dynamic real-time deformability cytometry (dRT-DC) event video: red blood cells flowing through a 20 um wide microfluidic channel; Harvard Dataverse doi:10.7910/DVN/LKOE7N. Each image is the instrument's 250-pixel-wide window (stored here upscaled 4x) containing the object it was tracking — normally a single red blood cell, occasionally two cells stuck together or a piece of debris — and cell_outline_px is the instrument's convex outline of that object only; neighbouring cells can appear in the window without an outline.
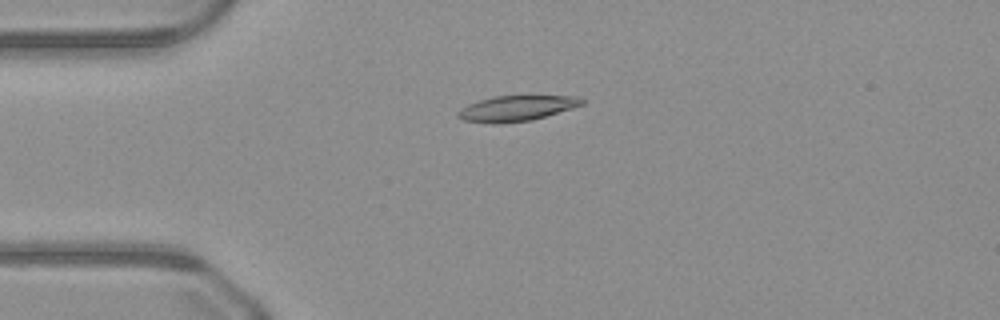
{"species": "common noctule bat (a hibernating species)", "species_latin": "Nyctalus noctula", "temperature_condition": "warm", "stored_images_in_passage": 50, "camera_frame_rate_fps": 3000, "um_per_image_px": 0.085, "animal": {"sex": "male", "body_mass_g": 23.1, "forearm_length_mm": 52.7}, "frame": {"image": 1, "passage_image": 12, "time_ms": 3.667, "image_size_px": [1000, 320], "cell_outline_px": [[584, 104], [572, 108], [532, 120], [500, 124], [492, 124], [464, 120], [456, 116], [456, 112], [460, 108], [468, 104], [480, 100], [496, 96], [580, 96], [584, 100]], "centroid_in_image_um": [43.88, 9.21], "position_along_channel_um": 41.1, "area_um2": 18.44}}
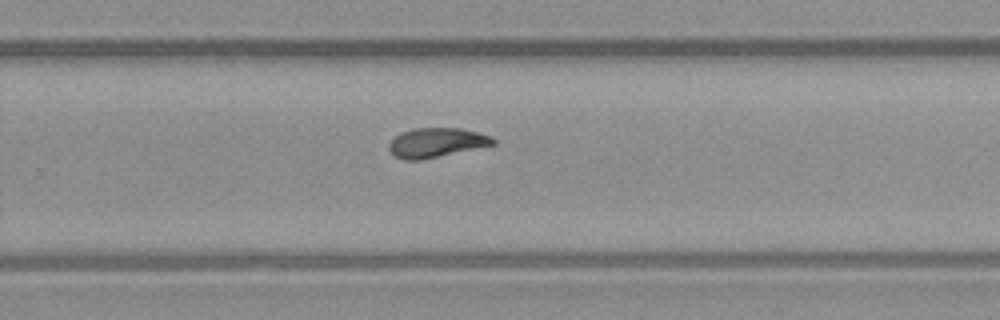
{"frame": {"image": 2, "passage_image": 32, "time_ms": 10.333, "image_size_px": [1000, 320], "cell_outline_px": [[496, 144], [420, 160], [404, 160], [396, 156], [388, 148], [388, 144], [396, 136], [404, 132], [416, 128], [460, 128], [480, 132], [492, 136], [496, 140]], "centroid_in_image_um": [37.14, 12.11], "position_along_channel_um": 292.7, "area_um2": 17.69}}
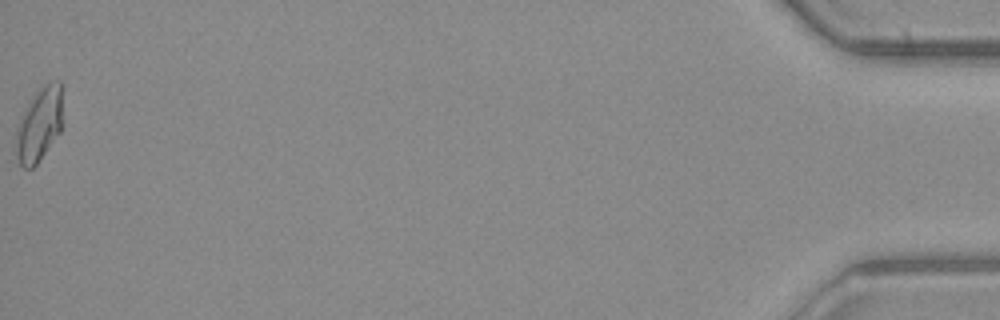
{"frame": {"image": 3, "passage_image": 50, "time_ms": 16.333, "image_size_px": [1000, 320], "cell_outline_px": [[64, 88], [60, 132], [36, 164], [32, 168], [24, 168], [20, 164], [16, 152], [16, 128], [20, 116], [24, 108], [32, 96], [44, 84], [52, 80], [60, 80]], "centroid_in_image_um": [3.36, 10.49], "position_along_channel_um": 431.8, "area_um2": 20.46}}